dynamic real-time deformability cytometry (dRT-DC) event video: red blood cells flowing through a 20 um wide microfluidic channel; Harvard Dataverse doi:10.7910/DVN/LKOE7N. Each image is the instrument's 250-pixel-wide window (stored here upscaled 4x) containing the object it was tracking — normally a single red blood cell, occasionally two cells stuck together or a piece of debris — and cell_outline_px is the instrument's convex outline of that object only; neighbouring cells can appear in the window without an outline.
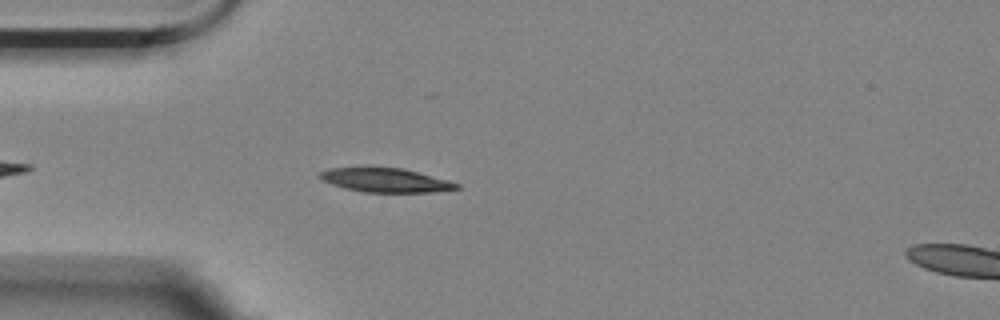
{"species": "Egyptian fruit bat (a non-hibernating species)", "species_latin": "Rousettus aegyptiacus", "temperature_condition": "room temperature", "stored_images_in_passage": 2, "segment_of_instrument_passage": [1, 2], "camera_frame_rate_fps": 3000, "um_per_image_px": 0.085, "animal": {"sex": "female"}, "frame": {"image": 1, "passage_image": 1, "time_ms": 0.0, "image_size_px": [1000, 320], "cell_outline_px": [[460, 188], [432, 192], [364, 192], [332, 184], [324, 180], [320, 176], [320, 172], [328, 168], [404, 168], [448, 180], [460, 184]], "centroid_in_image_um": [32.83, 15.32], "position_along_channel_um": 52.2, "area_um2": 18.73}}